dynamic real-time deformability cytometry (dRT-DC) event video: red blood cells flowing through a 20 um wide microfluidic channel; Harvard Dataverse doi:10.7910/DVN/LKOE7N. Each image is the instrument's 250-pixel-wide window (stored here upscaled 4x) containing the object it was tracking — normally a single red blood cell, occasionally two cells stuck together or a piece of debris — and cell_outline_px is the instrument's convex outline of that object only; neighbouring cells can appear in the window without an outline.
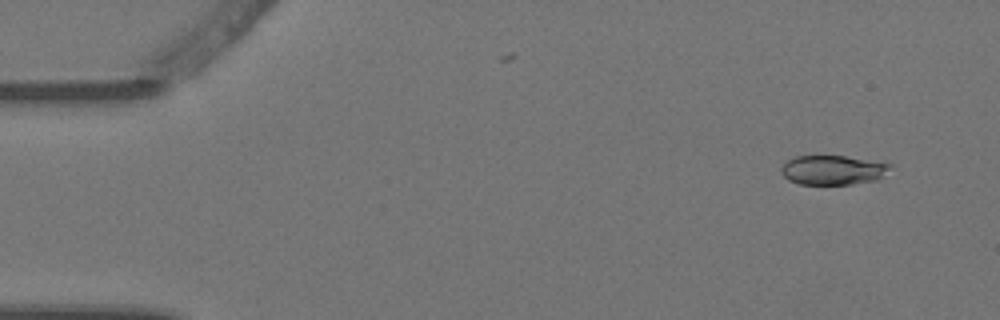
{"species": "Egyptian fruit bat (a non-hibernating species)", "species_latin": "Rousettus aegyptiacus", "temperature_condition": "warm", "stored_images_in_passage": 4, "camera_frame_rate_fps": 3000, "um_per_image_px": 0.085, "animal": {"sex": "female"}, "frame": {"image": 1, "passage_image": 1, "time_ms": 0.0, "image_size_px": [1000, 320], "cell_outline_px": [[892, 164], [876, 180], [852, 184], [800, 184], [788, 180], [780, 172], [780, 168], [788, 160], [796, 156], [844, 156]], "centroid_in_image_um": [70.72, 14.45], "position_along_channel_um": 14.3, "area_um2": 18.32}}
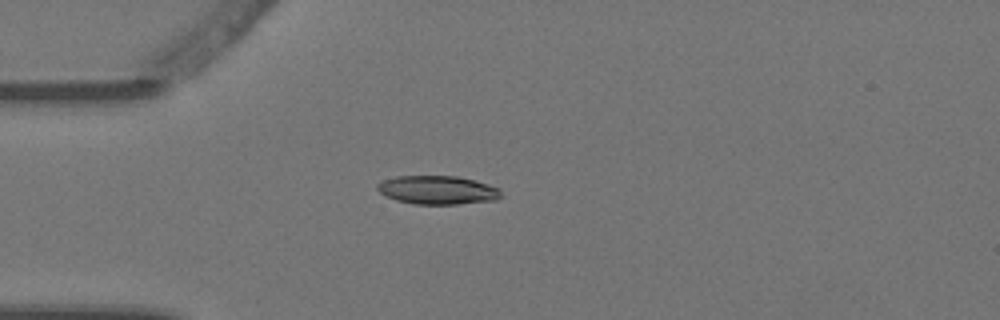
{"frame": {"image": 2, "passage_image": 4, "time_ms": 1.0, "image_size_px": [1000, 320], "cell_outline_px": [[504, 196], [496, 200], [460, 204], [412, 204], [396, 200], [380, 192], [376, 188], [376, 184], [384, 180], [396, 176], [456, 176], [488, 184], [500, 188]], "centroid_in_image_um": [37.23, 16.16], "position_along_channel_um": 47.8, "area_um2": 20.69}}